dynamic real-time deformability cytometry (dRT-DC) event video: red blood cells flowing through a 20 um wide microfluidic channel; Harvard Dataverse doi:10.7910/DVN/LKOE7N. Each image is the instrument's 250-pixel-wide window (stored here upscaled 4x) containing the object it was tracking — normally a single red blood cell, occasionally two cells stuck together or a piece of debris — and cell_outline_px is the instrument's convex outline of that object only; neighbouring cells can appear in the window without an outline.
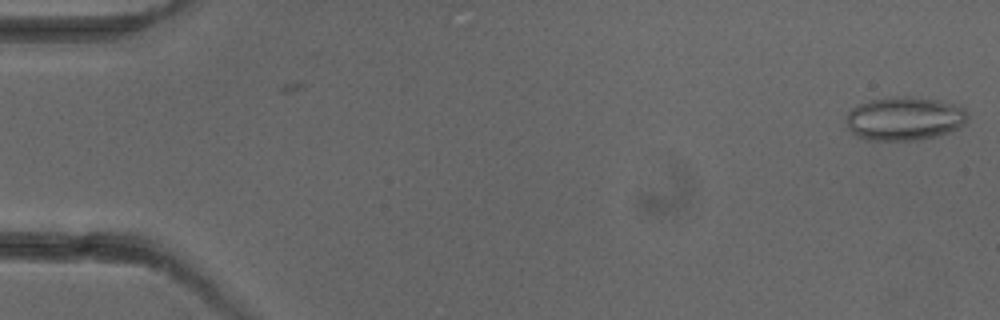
{"species": "common noctule bat (a hibernating species)", "species_latin": "Nyctalus noctula", "temperature_condition": "cold", "stored_images_in_passage": 3, "camera_frame_rate_fps": 3000, "um_per_image_px": 0.085, "animal": {"sex": "female"}, "frame": {"image": 1, "passage_image": 1, "time_ms": 0.0, "image_size_px": [1000, 320], "cell_outline_px": [[968, 120], [960, 128], [936, 136], [916, 140], [868, 140], [856, 136], [848, 128], [848, 112], [856, 104], [868, 100], [892, 96], [912, 96], [940, 100], [964, 108], [968, 112]], "centroid_in_image_um": [76.9, 10.06], "position_along_channel_um": 8.1, "area_um2": 31.15}}